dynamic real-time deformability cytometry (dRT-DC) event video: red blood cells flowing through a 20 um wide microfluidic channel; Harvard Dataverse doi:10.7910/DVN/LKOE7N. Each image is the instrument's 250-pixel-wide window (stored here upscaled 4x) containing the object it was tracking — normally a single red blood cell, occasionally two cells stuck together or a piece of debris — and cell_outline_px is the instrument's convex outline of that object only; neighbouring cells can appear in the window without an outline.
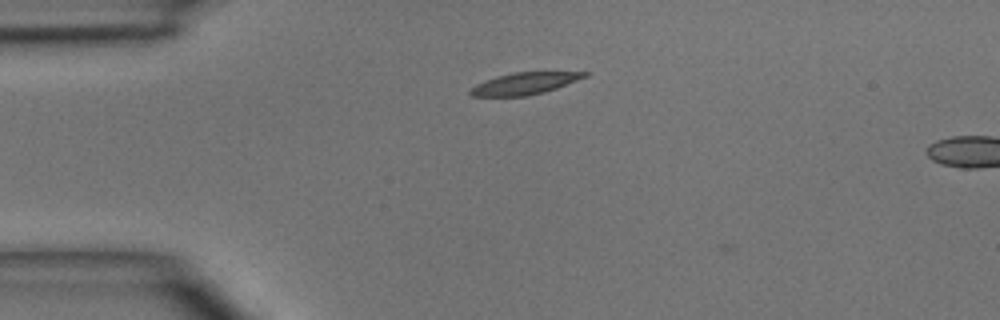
{"species": "common noctule bat (a hibernating species)", "species_latin": "Nyctalus noctula", "temperature_condition": "room temperature", "stored_images_in_passage": 3, "camera_frame_rate_fps": 3000, "um_per_image_px": 0.085, "animal": {"sex": "male", "body_mass_g": 15.6}, "frame": {"image": 1, "passage_image": 1, "time_ms": 0.0, "image_size_px": [1000, 320], "cell_outline_px": [[592, 72], [588, 76], [556, 88], [544, 92], [528, 96], [472, 96], [468, 92], [468, 88], [476, 84], [496, 76], [512, 72]], "centroid_in_image_um": [44.56, 7.09], "position_along_channel_um": 40.4, "area_um2": 14.62}}